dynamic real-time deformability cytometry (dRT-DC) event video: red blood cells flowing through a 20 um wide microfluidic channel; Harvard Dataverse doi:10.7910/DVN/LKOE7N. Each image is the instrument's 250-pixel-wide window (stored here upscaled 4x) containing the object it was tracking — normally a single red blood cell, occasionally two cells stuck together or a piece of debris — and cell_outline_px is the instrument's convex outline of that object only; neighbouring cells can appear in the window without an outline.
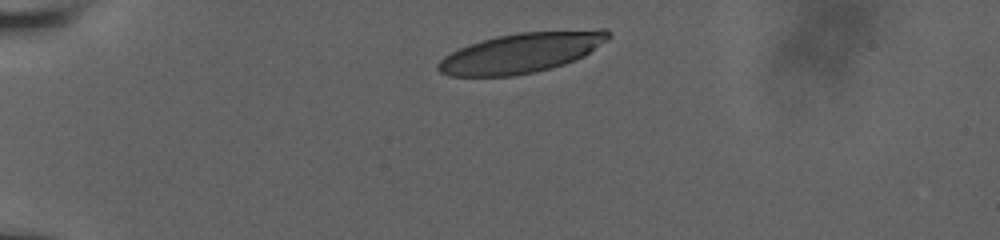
{"species": "human", "species_latin": "Homo sapiens", "temperature_condition": "room temperature", "stored_images_in_passage": 12, "camera_frame_rate_fps": 3000, "um_per_image_px": 0.085, "donor": {"sex": "male"}, "frame": {"image": 1, "passage_image": 1, "time_ms": 0.0, "image_size_px": [1000, 240], "cell_outline_px": [[612, 36], [608, 40], [584, 56], [576, 60], [564, 64], [536, 72], [512, 76], [448, 76], [440, 72], [436, 68], [436, 64], [444, 56], [468, 44], [496, 36], [516, 32], [600, 28], [604, 28]], "centroid_in_image_um": [44.35, 4.47], "position_along_channel_um": 40.6, "area_um2": 40.17}}
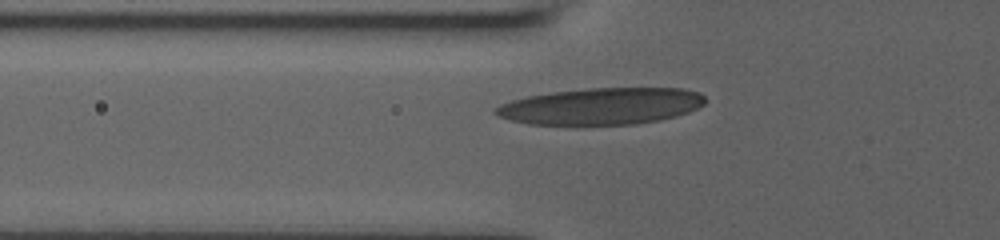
{"frame": {"image": 2, "passage_image": 7, "time_ms": 2.333, "image_size_px": [1000, 240], "cell_outline_px": [[704, 104], [688, 112], [676, 116], [660, 120], [636, 124], [528, 124], [508, 120], [496, 116], [492, 112], [492, 108], [500, 104], [512, 100], [528, 96], [552, 92], [588, 88], [684, 88], [700, 92], [704, 96]], "centroid_in_image_um": [51.07, 9.02], "position_along_channel_um": 74.7, "area_um2": 44.91}}
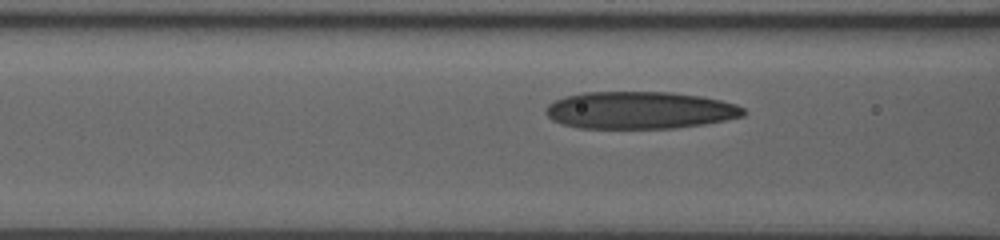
{"frame": {"image": 3, "passage_image": 10, "time_ms": 3.333, "image_size_px": [1000, 240], "cell_outline_px": [[748, 112], [744, 116], [704, 124], [672, 128], [580, 128], [564, 124], [552, 120], [544, 112], [544, 108], [548, 104], [564, 96], [584, 92], [672, 92], [700, 96], [720, 100], [736, 104], [744, 108]], "centroid_in_image_um": [54.38, 9.36], "position_along_channel_um": 112.2, "area_um2": 43.06}}